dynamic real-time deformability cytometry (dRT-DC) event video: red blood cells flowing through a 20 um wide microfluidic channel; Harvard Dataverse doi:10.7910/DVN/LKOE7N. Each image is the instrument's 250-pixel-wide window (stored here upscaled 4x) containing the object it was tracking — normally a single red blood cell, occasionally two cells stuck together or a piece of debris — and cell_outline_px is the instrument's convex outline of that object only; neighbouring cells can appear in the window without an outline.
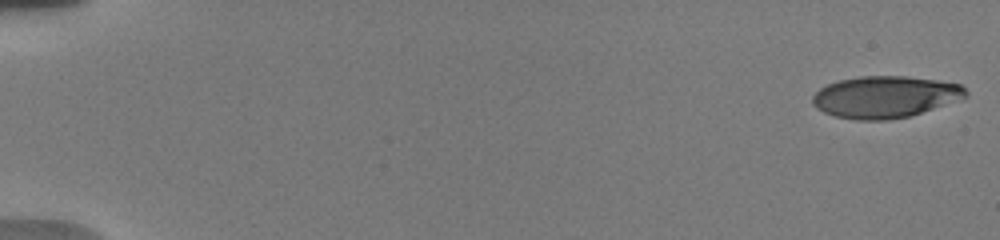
{"species": "human", "species_latin": "Homo sapiens", "temperature_condition": "warm", "stored_images_in_passage": 34, "camera_frame_rate_fps": 3000, "um_per_image_px": 0.085, "donor": {"sex": "male"}, "frame": {"image": 1, "passage_image": 1, "time_ms": 0.0, "image_size_px": [1000, 240], "cell_outline_px": [[968, 96], [908, 116], [888, 120], [856, 120], [836, 116], [824, 112], [816, 108], [812, 104], [812, 96], [820, 88], [828, 84], [840, 80], [860, 76], [908, 76], [936, 80], [960, 84], [968, 92]], "centroid_in_image_um": [75.19, 8.23], "position_along_channel_um": 9.8, "area_um2": 36.99}}
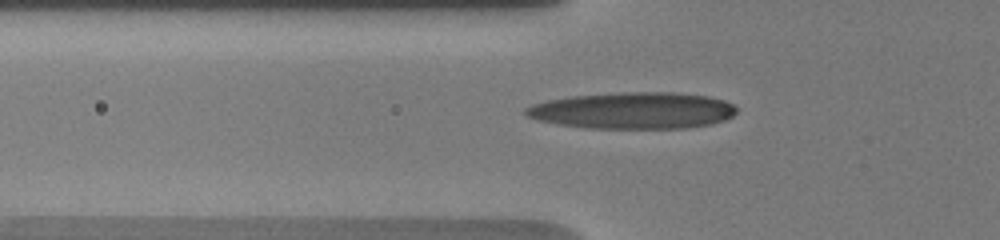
{"frame": {"image": 2, "passage_image": 28, "time_ms": 6.333, "image_size_px": [1000, 240], "cell_outline_px": [[736, 112], [732, 116], [724, 120], [712, 124], [688, 128], [584, 128], [560, 124], [540, 120], [528, 116], [524, 112], [524, 108], [532, 104], [548, 100], [572, 96], [620, 92], [676, 92], [708, 96], [724, 100], [732, 104], [736, 108]], "centroid_in_image_um": [53.83, 9.39], "position_along_channel_um": 72.0, "area_um2": 44.97}}
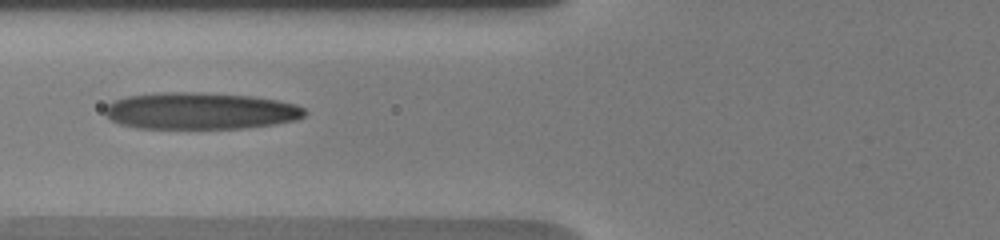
{"frame": {"image": 3, "passage_image": 33, "time_ms": 7.333, "image_size_px": [1000, 240], "cell_outline_px": [[308, 112], [304, 116], [296, 120], [272, 124], [244, 128], [136, 128], [120, 124], [112, 120], [104, 112], [104, 108], [112, 100], [128, 96], [160, 92], [204, 92], [252, 96], [276, 100], [296, 104], [304, 108]], "centroid_in_image_um": [17.02, 9.42], "position_along_channel_um": 108.8, "area_um2": 43.0}}